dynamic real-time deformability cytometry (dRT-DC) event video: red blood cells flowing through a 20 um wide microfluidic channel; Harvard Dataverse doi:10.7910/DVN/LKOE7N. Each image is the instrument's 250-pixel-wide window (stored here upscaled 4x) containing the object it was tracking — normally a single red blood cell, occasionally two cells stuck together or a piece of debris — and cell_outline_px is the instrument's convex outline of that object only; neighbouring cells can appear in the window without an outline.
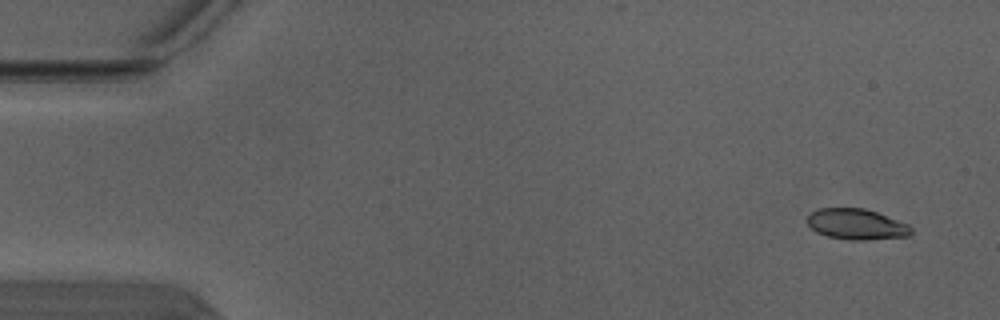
{"species": "Egyptian fruit bat (a non-hibernating species)", "species_latin": "Rousettus aegyptiacus", "temperature_condition": "warm", "stored_images_in_passage": 5, "camera_frame_rate_fps": 3000, "um_per_image_px": 0.085, "animal": {"sex": "male"}, "frame": {"image": 1, "passage_image": 1, "time_ms": 0.0, "image_size_px": [1000, 320], "cell_outline_px": [[912, 232], [908, 236], [864, 240], [848, 240], [828, 236], [816, 232], [808, 224], [808, 216], [812, 212], [820, 208], [864, 208], [876, 212], [908, 224], [912, 228]], "centroid_in_image_um": [72.8, 19.06], "position_along_channel_um": 12.2, "area_um2": 18.44}}
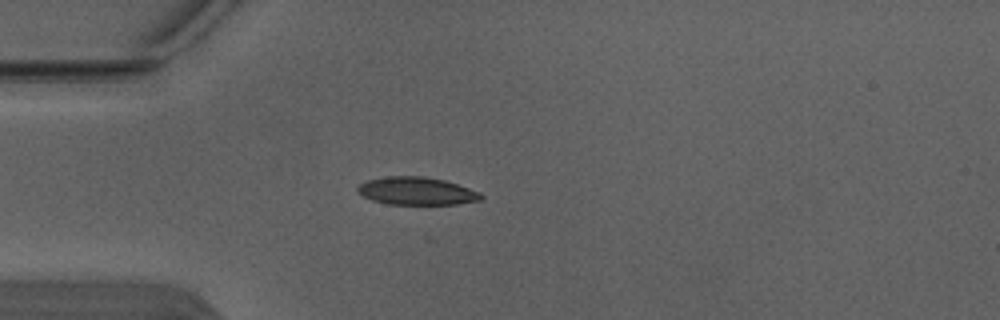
{"frame": {"image": 2, "passage_image": 4, "time_ms": 1.0, "image_size_px": [1000, 320], "cell_outline_px": [[484, 196], [480, 200], [456, 204], [388, 204], [372, 200], [356, 192], [356, 188], [360, 184], [368, 180], [388, 176], [424, 176], [444, 180], [480, 192]], "centroid_in_image_um": [35.4, 16.24], "position_along_channel_um": 49.6, "area_um2": 19.88}}